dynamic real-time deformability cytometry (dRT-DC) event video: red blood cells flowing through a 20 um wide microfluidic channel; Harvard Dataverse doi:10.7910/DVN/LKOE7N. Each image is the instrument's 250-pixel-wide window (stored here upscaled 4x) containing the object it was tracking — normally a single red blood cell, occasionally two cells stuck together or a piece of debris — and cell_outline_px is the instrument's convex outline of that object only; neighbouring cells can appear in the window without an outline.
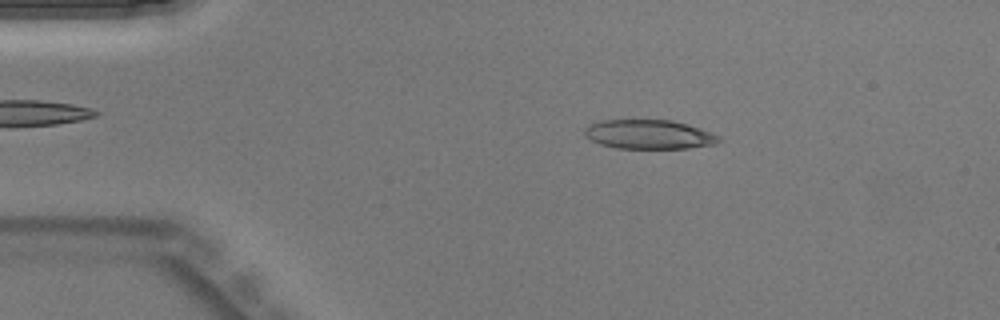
{"species": "Egyptian fruit bat (a non-hibernating species)", "species_latin": "Rousettus aegyptiacus", "temperature_condition": "warm", "stored_images_in_passage": 44, "camera_frame_rate_fps": 3000, "um_per_image_px": 0.085, "animal": {"sex": "male"}, "frame": {"image": 1, "passage_image": 8, "time_ms": 2.333, "image_size_px": [1000, 320], "cell_outline_px": [[720, 140], [716, 144], [688, 148], [616, 148], [600, 144], [584, 136], [584, 128], [588, 124], [600, 120], [672, 120], [688, 124], [712, 132], [720, 136]], "centroid_in_image_um": [55.15, 11.42], "position_along_channel_um": 29.8, "area_um2": 23.0}}
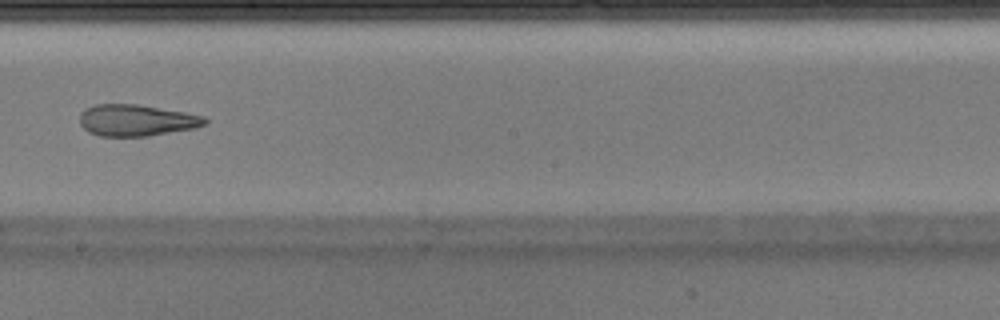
{"frame": {"image": 2, "passage_image": 25, "time_ms": 8.0, "image_size_px": [1000, 320], "cell_outline_px": [[208, 124], [196, 128], [148, 136], [100, 136], [88, 132], [80, 124], [80, 112], [96, 104], [140, 104], [184, 112], [204, 116], [208, 120]], "centroid_in_image_um": [11.63, 10.22], "position_along_channel_um": 236.6, "area_um2": 23.12}}
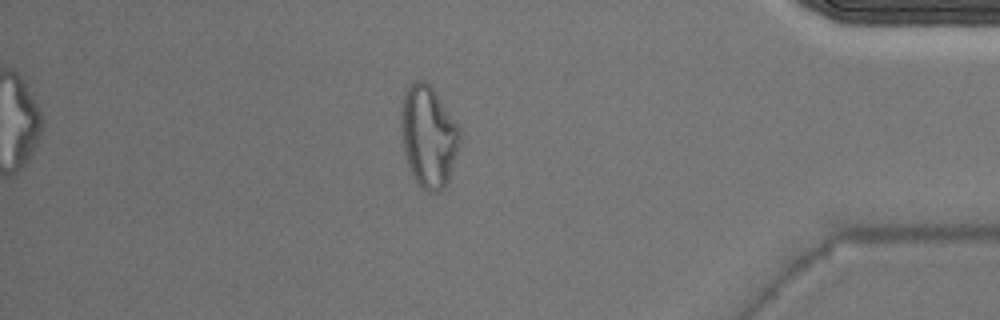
{"frame": {"image": 3, "passage_image": 38, "time_ms": 12.333, "image_size_px": [1000, 320], "cell_outline_px": [[460, 140], [452, 168], [448, 180], [444, 188], [436, 192], [428, 192], [416, 180], [408, 164], [404, 148], [400, 116], [400, 112], [404, 96], [408, 88], [416, 80], [424, 80], [436, 92], [460, 128]], "centroid_in_image_um": [36.43, 11.58], "position_along_channel_um": 398.8, "area_um2": 34.04}}